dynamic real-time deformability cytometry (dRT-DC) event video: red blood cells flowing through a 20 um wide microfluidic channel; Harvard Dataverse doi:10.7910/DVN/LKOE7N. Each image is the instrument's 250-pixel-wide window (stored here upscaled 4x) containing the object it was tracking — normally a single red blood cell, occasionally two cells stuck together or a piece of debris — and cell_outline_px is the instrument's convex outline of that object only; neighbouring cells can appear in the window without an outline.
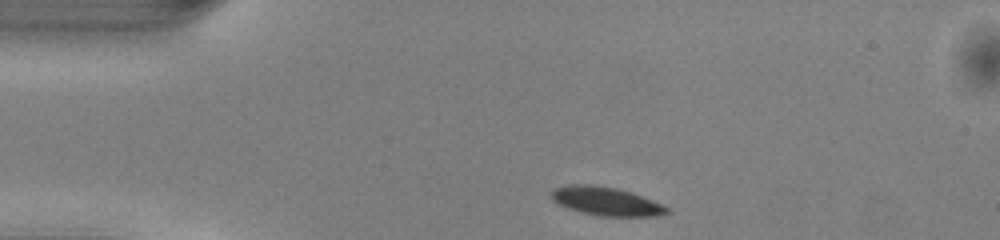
{"species": "common noctule bat (a hibernating species)", "species_latin": "Nyctalus noctula", "temperature_condition": "warm", "stored_images_in_passage": 41, "camera_frame_rate_fps": 3000, "um_per_image_px": 0.085, "animal": {"sex": "male", "body_mass_g": 13.0, "forearm_length_mm": 53.1}, "frame": {"image": 1, "passage_image": 1, "time_ms": 0.0, "image_size_px": [1000, 240], "cell_outline_px": [[668, 212], [656, 216], [600, 216], [580, 212], [568, 208], [552, 200], [548, 192], [552, 188], [568, 184], [588, 184], [616, 188], [632, 192], [664, 204], [668, 208]], "centroid_in_image_um": [51.47, 17.09], "position_along_channel_um": 33.5, "area_um2": 19.42}}
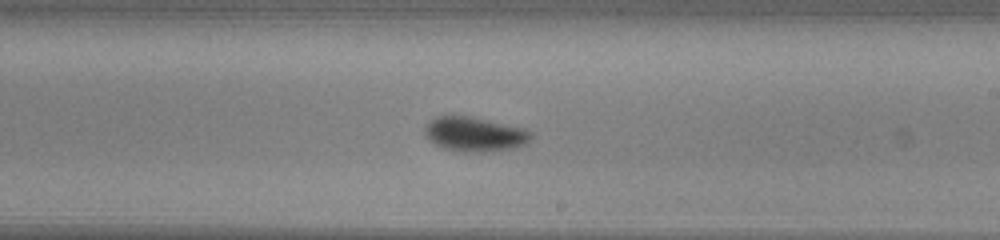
{"frame": {"image": 2, "passage_image": 20, "time_ms": 6.333, "image_size_px": [1000, 240], "cell_outline_px": [[532, 136], [524, 144], [516, 148], [492, 152], [464, 152], [444, 148], [428, 140], [424, 132], [424, 128], [436, 116], [468, 116], [524, 128], [532, 132]], "centroid_in_image_um": [40.35, 11.43], "position_along_channel_um": 248.6, "area_um2": 21.27}}
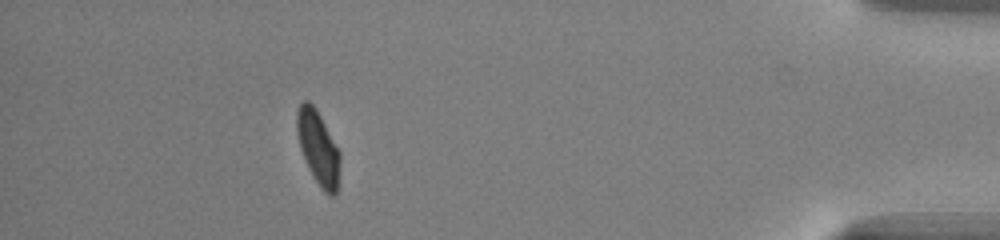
{"frame": {"image": 3, "passage_image": 36, "time_ms": 11.667, "image_size_px": [1000, 240], "cell_outline_px": [[340, 164], [336, 192], [332, 196], [328, 196], [320, 188], [312, 176], [304, 160], [300, 148], [296, 132], [296, 112], [300, 104], [304, 100], [308, 100], [316, 108], [340, 152]], "centroid_in_image_um": [27.02, 12.56], "position_along_channel_um": 408.2, "area_um2": 18.73}, "authors_computed_cell_mechanics": {"area_um2": 19.4786, "velocity_mm_per_s": 4.0792, "shape_relaxation_time_tau1_ms": 1.9729, "shape_relaxation_time_tau2_ms": null, "deformation_change_tau1": 0.137, "deformation_change_tau2": null}}